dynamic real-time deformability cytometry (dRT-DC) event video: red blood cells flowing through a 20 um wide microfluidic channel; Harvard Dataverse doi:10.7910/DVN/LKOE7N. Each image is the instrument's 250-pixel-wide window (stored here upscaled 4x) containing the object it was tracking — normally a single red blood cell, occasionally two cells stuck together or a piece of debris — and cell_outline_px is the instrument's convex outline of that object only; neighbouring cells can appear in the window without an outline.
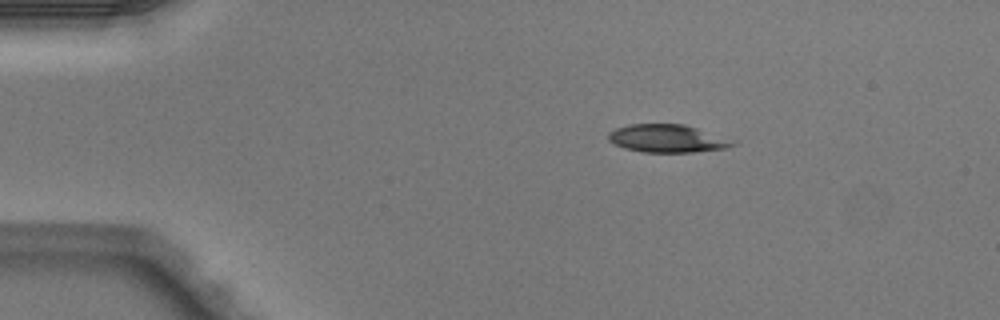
{"species": "Egyptian fruit bat (a non-hibernating species)", "species_latin": "Rousettus aegyptiacus", "temperature_condition": "warm", "stored_images_in_passage": 4, "camera_frame_rate_fps": 3000, "um_per_image_px": 0.085, "animal": {"sex": "male"}, "frame": {"image": 1, "passage_image": 1, "time_ms": 0.0, "image_size_px": [1000, 320], "cell_outline_px": [[740, 140], [736, 144], [728, 148], [692, 152], [644, 152], [624, 148], [608, 140], [608, 132], [616, 128], [628, 124], [684, 124]], "centroid_in_image_um": [56.81, 11.77], "position_along_channel_um": 28.2, "area_um2": 20.58}}
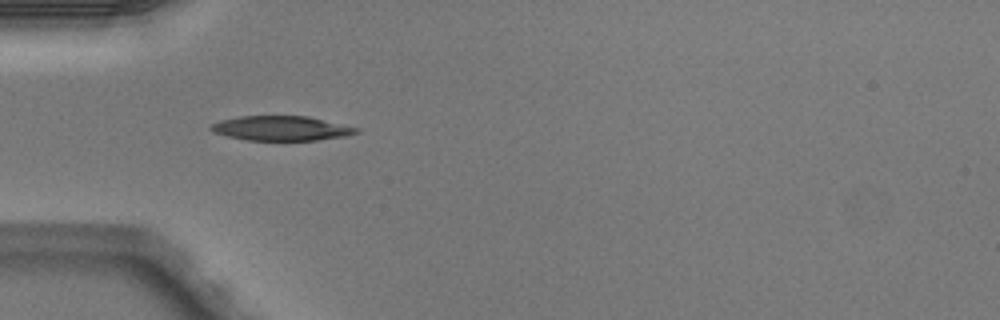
{"frame": {"image": 2, "passage_image": 3, "time_ms": 0.667, "image_size_px": [1000, 320], "cell_outline_px": [[360, 132], [348, 136], [316, 140], [248, 140], [228, 136], [212, 132], [208, 128], [212, 124], [220, 120], [240, 116], [308, 116], [360, 128]], "centroid_in_image_um": [23.93, 10.9], "position_along_channel_um": 61.1, "area_um2": 20.92}}